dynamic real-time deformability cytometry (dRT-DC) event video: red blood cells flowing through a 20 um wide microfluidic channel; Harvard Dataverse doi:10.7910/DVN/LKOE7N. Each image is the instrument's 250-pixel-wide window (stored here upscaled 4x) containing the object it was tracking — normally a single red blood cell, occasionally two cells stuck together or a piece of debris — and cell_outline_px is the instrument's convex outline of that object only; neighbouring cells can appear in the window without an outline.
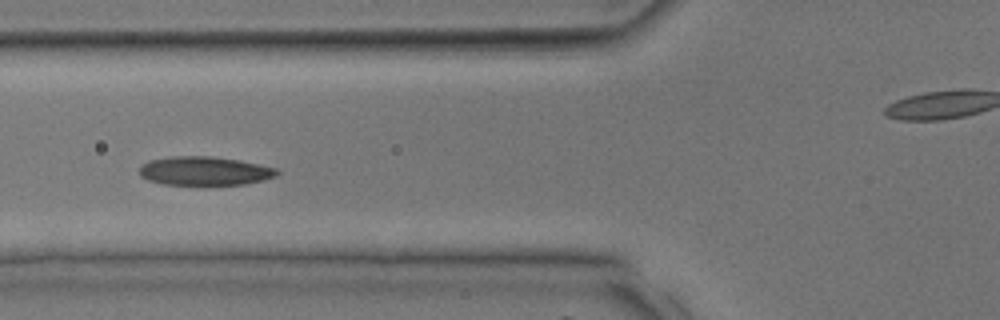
{"species": "common noctule bat (a hibernating species)", "species_latin": "Nyctalus noctula", "temperature_condition": "room temperature", "stored_images_in_passage": 39, "camera_frame_rate_fps": 3000, "um_per_image_px": 0.085, "animal": {"sex": "male", "body_mass_g": 17.9, "forearm_length_mm": 54.2}, "frame": {"image": 1, "passage_image": 15, "time_ms": 4.667, "image_size_px": [1000, 320], "cell_outline_px": [[280, 172], [276, 176], [264, 180], [244, 184], [164, 184], [148, 180], [140, 176], [140, 168], [148, 160], [168, 156], [212, 156], [240, 160], [276, 168]], "centroid_in_image_um": [17.39, 14.51], "position_along_channel_um": 108.4, "area_um2": 23.0}}
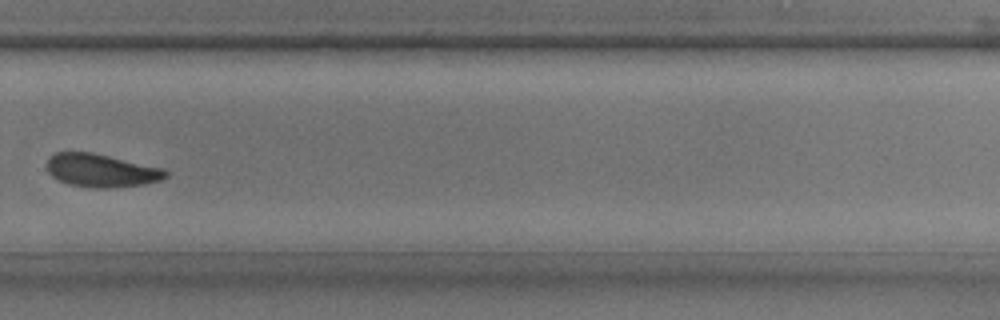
{"frame": {"image": 2, "passage_image": 27, "time_ms": 8.667, "image_size_px": [1000, 320], "cell_outline_px": [[168, 176], [160, 180], [144, 184], [108, 188], [96, 188], [68, 184], [52, 176], [48, 172], [48, 160], [56, 152], [92, 152], [160, 168], [168, 172]], "centroid_in_image_um": [8.59, 14.5], "position_along_channel_um": 321.2, "area_um2": 22.48}}
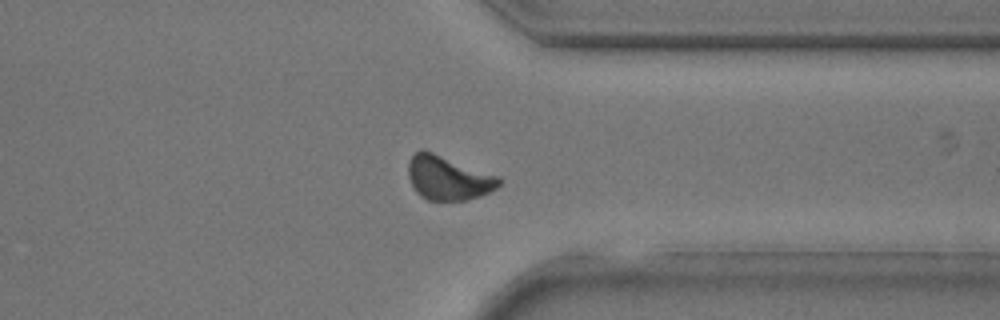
{"frame": {"image": 3, "passage_image": 30, "time_ms": 9.667, "image_size_px": [1000, 320], "cell_outline_px": [[504, 180], [496, 188], [488, 192], [468, 200], [428, 200], [420, 196], [416, 192], [408, 176], [408, 160], [416, 152], [432, 152], [500, 176]], "centroid_in_image_um": [38.12, 15.14], "position_along_channel_um": 373.3, "area_um2": 23.12}}